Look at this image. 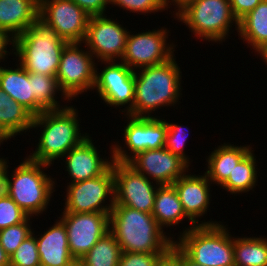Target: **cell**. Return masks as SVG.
Masks as SVG:
<instances>
[{"mask_svg": "<svg viewBox=\"0 0 267 266\" xmlns=\"http://www.w3.org/2000/svg\"><path fill=\"white\" fill-rule=\"evenodd\" d=\"M178 65L174 55L162 64L135 70L133 107L126 115L160 117L156 113H160L158 110L162 107L169 109L172 106L174 108L176 105L179 106L182 103L179 100L183 97V86L181 85L183 80L182 69Z\"/></svg>", "mask_w": 267, "mask_h": 266, "instance_id": "cell-1", "label": "cell"}, {"mask_svg": "<svg viewBox=\"0 0 267 266\" xmlns=\"http://www.w3.org/2000/svg\"><path fill=\"white\" fill-rule=\"evenodd\" d=\"M79 116L77 106L71 104L63 109L44 111L34 116L31 129L35 133L41 131V134L37 133L39 136L35 151L33 148L27 157L52 167L56 160L61 161L69 150L90 135L82 132V125L79 124L82 119Z\"/></svg>", "mask_w": 267, "mask_h": 266, "instance_id": "cell-2", "label": "cell"}, {"mask_svg": "<svg viewBox=\"0 0 267 266\" xmlns=\"http://www.w3.org/2000/svg\"><path fill=\"white\" fill-rule=\"evenodd\" d=\"M109 231L122 252L168 253L176 240V235L163 230L151 213L123 205L113 206Z\"/></svg>", "mask_w": 267, "mask_h": 266, "instance_id": "cell-3", "label": "cell"}, {"mask_svg": "<svg viewBox=\"0 0 267 266\" xmlns=\"http://www.w3.org/2000/svg\"><path fill=\"white\" fill-rule=\"evenodd\" d=\"M169 12L175 21L184 23L193 38L196 36L206 43L222 45L232 32L236 30L238 34L239 31V22L232 13L229 0H186Z\"/></svg>", "mask_w": 267, "mask_h": 266, "instance_id": "cell-4", "label": "cell"}, {"mask_svg": "<svg viewBox=\"0 0 267 266\" xmlns=\"http://www.w3.org/2000/svg\"><path fill=\"white\" fill-rule=\"evenodd\" d=\"M67 44L52 27L38 18L14 39L12 59L17 58L28 72L56 77L62 51Z\"/></svg>", "mask_w": 267, "mask_h": 266, "instance_id": "cell-5", "label": "cell"}, {"mask_svg": "<svg viewBox=\"0 0 267 266\" xmlns=\"http://www.w3.org/2000/svg\"><path fill=\"white\" fill-rule=\"evenodd\" d=\"M21 161L11 171L10 197L29 216L39 219L37 217L47 213L52 203L57 182L55 177L45 173L51 165L27 156Z\"/></svg>", "mask_w": 267, "mask_h": 266, "instance_id": "cell-6", "label": "cell"}, {"mask_svg": "<svg viewBox=\"0 0 267 266\" xmlns=\"http://www.w3.org/2000/svg\"><path fill=\"white\" fill-rule=\"evenodd\" d=\"M223 223L196 225L176 237L175 244L201 266H235L234 234Z\"/></svg>", "mask_w": 267, "mask_h": 266, "instance_id": "cell-7", "label": "cell"}, {"mask_svg": "<svg viewBox=\"0 0 267 266\" xmlns=\"http://www.w3.org/2000/svg\"><path fill=\"white\" fill-rule=\"evenodd\" d=\"M127 118L124 123L127 125L121 128L124 137L122 144L113 141L112 157L114 162L128 163L138 153L145 150L160 149L165 146L167 123L165 115L161 117H132ZM127 121V122H126ZM124 142V143H123ZM129 151V152H128Z\"/></svg>", "mask_w": 267, "mask_h": 266, "instance_id": "cell-8", "label": "cell"}, {"mask_svg": "<svg viewBox=\"0 0 267 266\" xmlns=\"http://www.w3.org/2000/svg\"><path fill=\"white\" fill-rule=\"evenodd\" d=\"M66 185L62 212H98L110 215L115 204L112 165L102 175L76 183H66Z\"/></svg>", "mask_w": 267, "mask_h": 266, "instance_id": "cell-9", "label": "cell"}, {"mask_svg": "<svg viewBox=\"0 0 267 266\" xmlns=\"http://www.w3.org/2000/svg\"><path fill=\"white\" fill-rule=\"evenodd\" d=\"M95 61L83 43H68L64 47L56 78L59 88L71 101L79 99V95L83 93L93 91L97 63Z\"/></svg>", "mask_w": 267, "mask_h": 266, "instance_id": "cell-10", "label": "cell"}, {"mask_svg": "<svg viewBox=\"0 0 267 266\" xmlns=\"http://www.w3.org/2000/svg\"><path fill=\"white\" fill-rule=\"evenodd\" d=\"M159 28L148 29V31L146 29L138 33L130 30L121 62L135 71L143 67L159 65L171 59L178 45L175 41L168 42L171 30L165 26Z\"/></svg>", "mask_w": 267, "mask_h": 266, "instance_id": "cell-11", "label": "cell"}, {"mask_svg": "<svg viewBox=\"0 0 267 266\" xmlns=\"http://www.w3.org/2000/svg\"><path fill=\"white\" fill-rule=\"evenodd\" d=\"M98 63L97 61L93 92L97 93L103 104L111 108H122L120 114L126 115L132 109L134 102V70L121 61ZM100 64L105 65L102 69L100 67L99 71Z\"/></svg>", "mask_w": 267, "mask_h": 266, "instance_id": "cell-12", "label": "cell"}, {"mask_svg": "<svg viewBox=\"0 0 267 266\" xmlns=\"http://www.w3.org/2000/svg\"><path fill=\"white\" fill-rule=\"evenodd\" d=\"M111 15L90 16L82 42L98 62L121 61L125 51L130 30Z\"/></svg>", "mask_w": 267, "mask_h": 266, "instance_id": "cell-13", "label": "cell"}, {"mask_svg": "<svg viewBox=\"0 0 267 266\" xmlns=\"http://www.w3.org/2000/svg\"><path fill=\"white\" fill-rule=\"evenodd\" d=\"M115 204L152 213L156 191L160 186L138 173L128 163H112Z\"/></svg>", "mask_w": 267, "mask_h": 266, "instance_id": "cell-14", "label": "cell"}, {"mask_svg": "<svg viewBox=\"0 0 267 266\" xmlns=\"http://www.w3.org/2000/svg\"><path fill=\"white\" fill-rule=\"evenodd\" d=\"M60 219L66 228L71 255L79 261L107 232L109 214L61 212Z\"/></svg>", "mask_w": 267, "mask_h": 266, "instance_id": "cell-15", "label": "cell"}, {"mask_svg": "<svg viewBox=\"0 0 267 266\" xmlns=\"http://www.w3.org/2000/svg\"><path fill=\"white\" fill-rule=\"evenodd\" d=\"M39 18L67 43H82L90 15L71 0H40Z\"/></svg>", "mask_w": 267, "mask_h": 266, "instance_id": "cell-16", "label": "cell"}, {"mask_svg": "<svg viewBox=\"0 0 267 266\" xmlns=\"http://www.w3.org/2000/svg\"><path fill=\"white\" fill-rule=\"evenodd\" d=\"M189 169L182 177H180L172 185L175 187L180 202L183 206V209L186 215L196 224V225H214L221 223L215 219L210 220L204 219L202 217L207 215L210 203L212 199V190L213 184L208 179L205 173L200 175V173L194 174ZM211 196V197H210ZM201 220V221H200Z\"/></svg>", "mask_w": 267, "mask_h": 266, "instance_id": "cell-17", "label": "cell"}, {"mask_svg": "<svg viewBox=\"0 0 267 266\" xmlns=\"http://www.w3.org/2000/svg\"><path fill=\"white\" fill-rule=\"evenodd\" d=\"M128 164L159 185H172L190 169L183 159L165 147L140 152Z\"/></svg>", "mask_w": 267, "mask_h": 266, "instance_id": "cell-18", "label": "cell"}, {"mask_svg": "<svg viewBox=\"0 0 267 266\" xmlns=\"http://www.w3.org/2000/svg\"><path fill=\"white\" fill-rule=\"evenodd\" d=\"M91 135L84 139L79 145L69 150L61 159L60 165L64 162V170L67 174L68 183H76L87 179L95 178L102 175L113 163L112 144L110 148V157L101 155L98 147H96ZM100 153V154H99ZM105 158V159H104ZM110 158V159H109Z\"/></svg>", "mask_w": 267, "mask_h": 266, "instance_id": "cell-19", "label": "cell"}, {"mask_svg": "<svg viewBox=\"0 0 267 266\" xmlns=\"http://www.w3.org/2000/svg\"><path fill=\"white\" fill-rule=\"evenodd\" d=\"M33 229L41 266H71L76 262L70 253L67 231L64 223L57 219L46 231L40 233Z\"/></svg>", "mask_w": 267, "mask_h": 266, "instance_id": "cell-20", "label": "cell"}, {"mask_svg": "<svg viewBox=\"0 0 267 266\" xmlns=\"http://www.w3.org/2000/svg\"><path fill=\"white\" fill-rule=\"evenodd\" d=\"M40 0H0V31L13 40L39 18Z\"/></svg>", "mask_w": 267, "mask_h": 266, "instance_id": "cell-21", "label": "cell"}, {"mask_svg": "<svg viewBox=\"0 0 267 266\" xmlns=\"http://www.w3.org/2000/svg\"><path fill=\"white\" fill-rule=\"evenodd\" d=\"M252 145L221 143L208 156L204 173L213 185L221 186L232 174L235 166L252 150Z\"/></svg>", "mask_w": 267, "mask_h": 266, "instance_id": "cell-22", "label": "cell"}, {"mask_svg": "<svg viewBox=\"0 0 267 266\" xmlns=\"http://www.w3.org/2000/svg\"><path fill=\"white\" fill-rule=\"evenodd\" d=\"M151 214L163 230L165 228L172 229L175 226H180L179 224H183V220L188 221V223L191 222L189 225L186 224L188 227H182L183 230L178 231V237L196 226V224L186 215L178 193L173 185H160L158 187Z\"/></svg>", "mask_w": 267, "mask_h": 266, "instance_id": "cell-23", "label": "cell"}, {"mask_svg": "<svg viewBox=\"0 0 267 266\" xmlns=\"http://www.w3.org/2000/svg\"><path fill=\"white\" fill-rule=\"evenodd\" d=\"M14 66L0 65V87L17 103L36 116V99L32 88V72L17 61ZM16 67V68H15Z\"/></svg>", "mask_w": 267, "mask_h": 266, "instance_id": "cell-24", "label": "cell"}, {"mask_svg": "<svg viewBox=\"0 0 267 266\" xmlns=\"http://www.w3.org/2000/svg\"><path fill=\"white\" fill-rule=\"evenodd\" d=\"M33 119L34 115L29 110L14 101L0 87V135L4 140H14L18 135L27 134L26 132L29 135Z\"/></svg>", "mask_w": 267, "mask_h": 266, "instance_id": "cell-25", "label": "cell"}, {"mask_svg": "<svg viewBox=\"0 0 267 266\" xmlns=\"http://www.w3.org/2000/svg\"><path fill=\"white\" fill-rule=\"evenodd\" d=\"M238 39L253 51L267 44V0H262L239 21Z\"/></svg>", "mask_w": 267, "mask_h": 266, "instance_id": "cell-26", "label": "cell"}, {"mask_svg": "<svg viewBox=\"0 0 267 266\" xmlns=\"http://www.w3.org/2000/svg\"><path fill=\"white\" fill-rule=\"evenodd\" d=\"M32 88L36 99V115L44 111L63 109L69 105L67 103H73L59 88L56 77L41 73H32ZM59 98L66 104L61 105L62 102L59 101Z\"/></svg>", "mask_w": 267, "mask_h": 266, "instance_id": "cell-27", "label": "cell"}, {"mask_svg": "<svg viewBox=\"0 0 267 266\" xmlns=\"http://www.w3.org/2000/svg\"><path fill=\"white\" fill-rule=\"evenodd\" d=\"M255 150H251L234 168L232 174L228 179L219 187L229 192L230 195H242L249 191H255L254 188L258 186V176L260 169L257 167ZM258 174V175H257ZM241 193V194H240ZM237 194V195H236Z\"/></svg>", "mask_w": 267, "mask_h": 266, "instance_id": "cell-28", "label": "cell"}, {"mask_svg": "<svg viewBox=\"0 0 267 266\" xmlns=\"http://www.w3.org/2000/svg\"><path fill=\"white\" fill-rule=\"evenodd\" d=\"M235 266H267V236H234Z\"/></svg>", "mask_w": 267, "mask_h": 266, "instance_id": "cell-29", "label": "cell"}, {"mask_svg": "<svg viewBox=\"0 0 267 266\" xmlns=\"http://www.w3.org/2000/svg\"><path fill=\"white\" fill-rule=\"evenodd\" d=\"M121 248L109 231L79 260L81 266H118Z\"/></svg>", "mask_w": 267, "mask_h": 266, "instance_id": "cell-30", "label": "cell"}, {"mask_svg": "<svg viewBox=\"0 0 267 266\" xmlns=\"http://www.w3.org/2000/svg\"><path fill=\"white\" fill-rule=\"evenodd\" d=\"M165 121L167 123V133L164 147L174 155L179 156L190 166L193 160L190 159V156L185 151V147L187 148L186 141L190 135L188 128L190 127L184 126L181 123H171L170 120Z\"/></svg>", "mask_w": 267, "mask_h": 266, "instance_id": "cell-31", "label": "cell"}, {"mask_svg": "<svg viewBox=\"0 0 267 266\" xmlns=\"http://www.w3.org/2000/svg\"><path fill=\"white\" fill-rule=\"evenodd\" d=\"M33 217L29 216L24 222L0 230V244L8 255H11L29 237L33 229Z\"/></svg>", "mask_w": 267, "mask_h": 266, "instance_id": "cell-32", "label": "cell"}, {"mask_svg": "<svg viewBox=\"0 0 267 266\" xmlns=\"http://www.w3.org/2000/svg\"><path fill=\"white\" fill-rule=\"evenodd\" d=\"M110 5L118 7L130 13L149 16L170 9L165 0H110ZM147 14V15H146ZM149 14V15H148Z\"/></svg>", "mask_w": 267, "mask_h": 266, "instance_id": "cell-33", "label": "cell"}, {"mask_svg": "<svg viewBox=\"0 0 267 266\" xmlns=\"http://www.w3.org/2000/svg\"><path fill=\"white\" fill-rule=\"evenodd\" d=\"M10 266H41L37 242L33 233L10 255Z\"/></svg>", "mask_w": 267, "mask_h": 266, "instance_id": "cell-34", "label": "cell"}, {"mask_svg": "<svg viewBox=\"0 0 267 266\" xmlns=\"http://www.w3.org/2000/svg\"><path fill=\"white\" fill-rule=\"evenodd\" d=\"M29 215L12 198H0V230L24 222Z\"/></svg>", "mask_w": 267, "mask_h": 266, "instance_id": "cell-35", "label": "cell"}, {"mask_svg": "<svg viewBox=\"0 0 267 266\" xmlns=\"http://www.w3.org/2000/svg\"><path fill=\"white\" fill-rule=\"evenodd\" d=\"M167 253L122 252L118 266H158Z\"/></svg>", "mask_w": 267, "mask_h": 266, "instance_id": "cell-36", "label": "cell"}, {"mask_svg": "<svg viewBox=\"0 0 267 266\" xmlns=\"http://www.w3.org/2000/svg\"><path fill=\"white\" fill-rule=\"evenodd\" d=\"M90 16L106 15L110 0H71ZM109 5V6H108ZM108 7V8H107Z\"/></svg>", "mask_w": 267, "mask_h": 266, "instance_id": "cell-37", "label": "cell"}, {"mask_svg": "<svg viewBox=\"0 0 267 266\" xmlns=\"http://www.w3.org/2000/svg\"><path fill=\"white\" fill-rule=\"evenodd\" d=\"M262 0H229L231 10L238 22L251 12Z\"/></svg>", "mask_w": 267, "mask_h": 266, "instance_id": "cell-38", "label": "cell"}, {"mask_svg": "<svg viewBox=\"0 0 267 266\" xmlns=\"http://www.w3.org/2000/svg\"><path fill=\"white\" fill-rule=\"evenodd\" d=\"M158 266H183V251L174 243L171 250L161 258Z\"/></svg>", "mask_w": 267, "mask_h": 266, "instance_id": "cell-39", "label": "cell"}, {"mask_svg": "<svg viewBox=\"0 0 267 266\" xmlns=\"http://www.w3.org/2000/svg\"><path fill=\"white\" fill-rule=\"evenodd\" d=\"M11 46V48H10ZM13 46H14V40L5 32L0 31V63L6 62L10 54L13 56ZM9 47V49H7ZM10 50V51H9ZM9 55V56H8ZM1 63L0 65H2Z\"/></svg>", "mask_w": 267, "mask_h": 266, "instance_id": "cell-40", "label": "cell"}, {"mask_svg": "<svg viewBox=\"0 0 267 266\" xmlns=\"http://www.w3.org/2000/svg\"><path fill=\"white\" fill-rule=\"evenodd\" d=\"M10 163L5 171L0 174V198H6L10 196V182H11V173L8 168Z\"/></svg>", "mask_w": 267, "mask_h": 266, "instance_id": "cell-41", "label": "cell"}, {"mask_svg": "<svg viewBox=\"0 0 267 266\" xmlns=\"http://www.w3.org/2000/svg\"><path fill=\"white\" fill-rule=\"evenodd\" d=\"M253 55H257V57L259 56V58H261L260 60H262L265 64V67H267V44H264L256 49Z\"/></svg>", "mask_w": 267, "mask_h": 266, "instance_id": "cell-42", "label": "cell"}, {"mask_svg": "<svg viewBox=\"0 0 267 266\" xmlns=\"http://www.w3.org/2000/svg\"><path fill=\"white\" fill-rule=\"evenodd\" d=\"M0 266H10V255H8L0 244Z\"/></svg>", "mask_w": 267, "mask_h": 266, "instance_id": "cell-43", "label": "cell"}, {"mask_svg": "<svg viewBox=\"0 0 267 266\" xmlns=\"http://www.w3.org/2000/svg\"><path fill=\"white\" fill-rule=\"evenodd\" d=\"M184 1L186 0H165L167 6L170 8H173L175 10L177 7H179ZM175 6V7H173Z\"/></svg>", "mask_w": 267, "mask_h": 266, "instance_id": "cell-44", "label": "cell"}, {"mask_svg": "<svg viewBox=\"0 0 267 266\" xmlns=\"http://www.w3.org/2000/svg\"><path fill=\"white\" fill-rule=\"evenodd\" d=\"M9 162L8 157L4 158L0 155V174L7 169Z\"/></svg>", "mask_w": 267, "mask_h": 266, "instance_id": "cell-45", "label": "cell"}, {"mask_svg": "<svg viewBox=\"0 0 267 266\" xmlns=\"http://www.w3.org/2000/svg\"><path fill=\"white\" fill-rule=\"evenodd\" d=\"M183 266H201L192 261L184 252H183Z\"/></svg>", "mask_w": 267, "mask_h": 266, "instance_id": "cell-46", "label": "cell"}, {"mask_svg": "<svg viewBox=\"0 0 267 266\" xmlns=\"http://www.w3.org/2000/svg\"><path fill=\"white\" fill-rule=\"evenodd\" d=\"M4 142H7V140H4L3 137L0 135V147L4 144Z\"/></svg>", "mask_w": 267, "mask_h": 266, "instance_id": "cell-47", "label": "cell"}, {"mask_svg": "<svg viewBox=\"0 0 267 266\" xmlns=\"http://www.w3.org/2000/svg\"><path fill=\"white\" fill-rule=\"evenodd\" d=\"M71 266H81L79 261H76L74 264H72Z\"/></svg>", "mask_w": 267, "mask_h": 266, "instance_id": "cell-48", "label": "cell"}]
</instances>
